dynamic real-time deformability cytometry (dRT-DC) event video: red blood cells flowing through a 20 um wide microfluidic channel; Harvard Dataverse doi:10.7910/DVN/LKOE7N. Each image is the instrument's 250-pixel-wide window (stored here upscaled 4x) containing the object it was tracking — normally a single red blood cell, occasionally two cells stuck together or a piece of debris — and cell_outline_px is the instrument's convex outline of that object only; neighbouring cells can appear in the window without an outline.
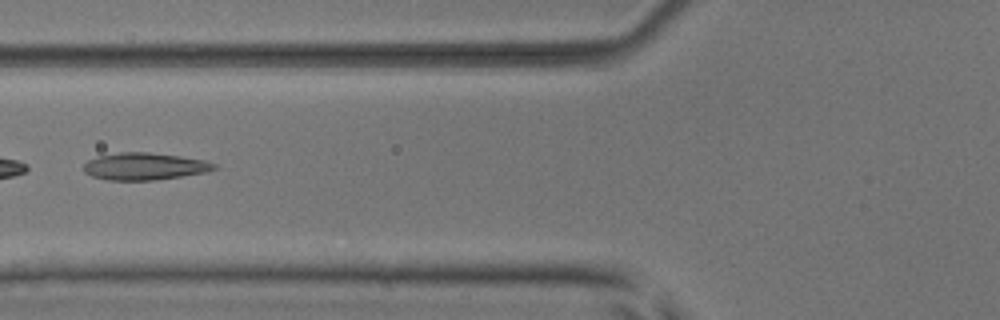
{"species": "common noctule bat (a hibernating species)", "species_latin": "Nyctalus noctula", "temperature_condition": "room temperature", "stored_images_in_passage": 6, "camera_frame_rate_fps": 3000, "um_per_image_px": 0.085, "animal": {"sex": "male", "body_mass_g": 17.9, "forearm_length_mm": 54.2}, "frame": {"image": 1, "passage_image": 6, "time_ms": 6.0, "image_size_px": [1000, 320], "cell_outline_px": [[216, 168], [208, 172], [156, 180], [108, 180], [92, 176], [84, 172], [84, 164], [88, 160], [100, 156], [120, 152], [148, 152], [180, 156], [204, 160], [216, 164]], "centroid_in_image_um": [12.3, 14.14], "position_along_channel_um": 113.5, "area_um2": 20.58}}